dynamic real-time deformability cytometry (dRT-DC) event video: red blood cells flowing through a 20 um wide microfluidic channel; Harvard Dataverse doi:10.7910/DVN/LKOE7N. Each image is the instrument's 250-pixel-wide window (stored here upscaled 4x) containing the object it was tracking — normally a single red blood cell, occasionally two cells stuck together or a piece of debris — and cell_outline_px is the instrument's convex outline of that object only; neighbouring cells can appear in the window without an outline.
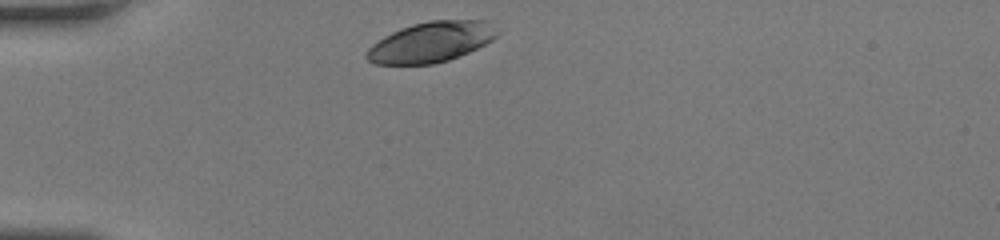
{"species": "human", "species_latin": "Homo sapiens", "temperature_condition": "room temperature", "stored_images_in_passage": 28, "camera_frame_rate_fps": 3000, "um_per_image_px": 0.085, "donor": {"sex": "female"}, "frame": {"image": 1, "passage_image": 1, "time_ms": 0.0, "image_size_px": [1000, 240], "cell_outline_px": [[500, 32], [492, 40], [468, 52], [448, 60], [432, 64], [376, 64], [368, 60], [364, 56], [368, 48], [372, 44], [384, 36], [400, 28], [412, 24], [428, 20], [488, 20]], "centroid_in_image_um": [36.63, 3.56], "position_along_channel_um": 48.4, "area_um2": 30.75}}
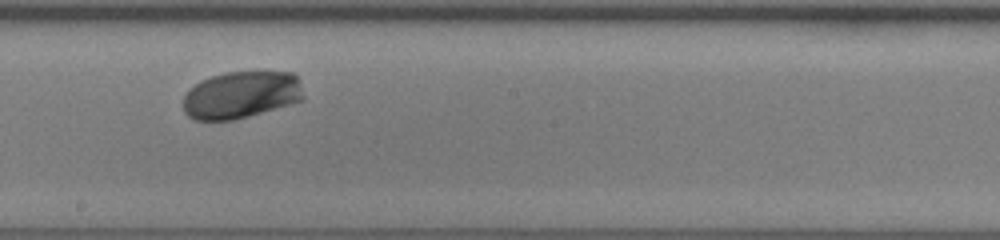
{"frame": {"image": 2, "passage_image": 16, "time_ms": 5.0, "image_size_px": [1000, 240], "cell_outline_px": [[304, 100], [248, 116], [232, 120], [196, 120], [188, 116], [184, 112], [184, 96], [188, 88], [212, 76], [224, 72], [292, 72], [300, 80], [304, 96]], "centroid_in_image_um": [20.51, 8.06], "position_along_channel_um": 227.7, "area_um2": 33.06}}
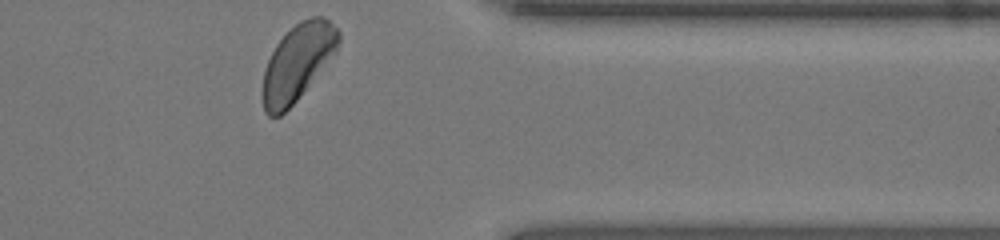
{"frame": {"image": 3, "passage_image": 28, "time_ms": 9.0, "image_size_px": [1000, 240], "cell_outline_px": [[340, 40], [336, 52], [296, 100], [280, 116], [268, 116], [264, 112], [260, 92], [264, 72], [268, 60], [276, 44], [300, 20], [312, 16], [324, 16], [340, 32]], "centroid_in_image_um": [25.27, 5.32], "position_along_channel_um": 386.1, "area_um2": 33.52}, "authors_computed_cell_mechanics": {"area_um2": 33.2928, "velocity_mm_per_s": 4.1543, "shape_relaxation_time_tau1_ms": 1.2099, "shape_relaxation_time_tau2_ms": null, "deformation_change_tau1": 0.0985, "deformation_change_tau2": null}}